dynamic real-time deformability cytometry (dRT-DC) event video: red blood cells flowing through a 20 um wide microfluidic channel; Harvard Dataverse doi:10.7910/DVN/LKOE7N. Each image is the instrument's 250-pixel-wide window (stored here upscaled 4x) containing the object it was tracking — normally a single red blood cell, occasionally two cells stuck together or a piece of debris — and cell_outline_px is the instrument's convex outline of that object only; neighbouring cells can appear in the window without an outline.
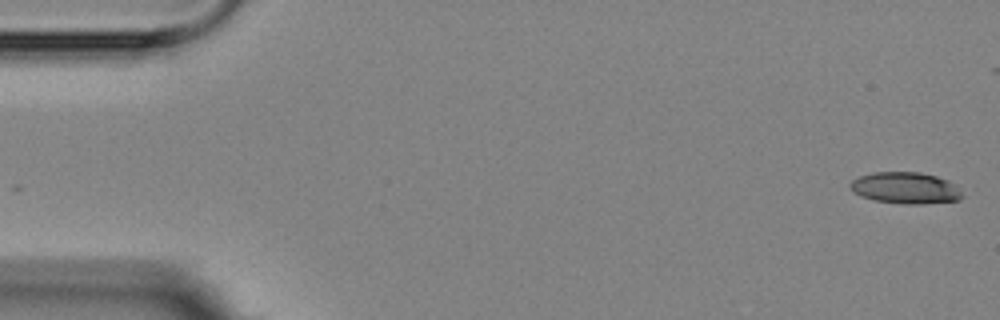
{"species": "Egyptian fruit bat (a non-hibernating species)", "species_latin": "Rousettus aegyptiacus", "temperature_condition": "room temperature", "stored_images_in_passage": 5, "camera_frame_rate_fps": 3000, "um_per_image_px": 0.085, "animal": {"sex": "female"}, "frame": {"image": 1, "passage_image": 1, "time_ms": 0.0, "image_size_px": [1000, 320], "cell_outline_px": [[964, 196], [960, 200], [924, 204], [904, 204], [872, 200], [860, 196], [852, 192], [848, 184], [852, 180], [860, 176], [872, 172], [920, 172], [936, 176], [948, 180]], "centroid_in_image_um": [76.91, 15.98], "position_along_channel_um": 8.1, "area_um2": 20.69}}
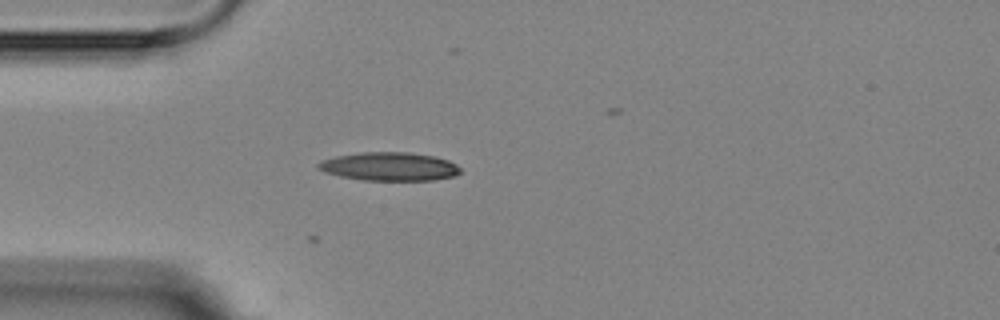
{"frame": {"image": 2, "passage_image": 5, "time_ms": 4.667, "image_size_px": [1000, 320], "cell_outline_px": [[460, 172], [456, 176], [436, 180], [360, 180], [340, 176], [324, 172], [316, 168], [316, 164], [324, 160], [336, 156], [360, 152], [408, 152], [432, 156], [448, 160], [456, 164], [460, 168]], "centroid_in_image_um": [33.09, 14.16], "position_along_channel_um": 51.9, "area_um2": 23.64}}